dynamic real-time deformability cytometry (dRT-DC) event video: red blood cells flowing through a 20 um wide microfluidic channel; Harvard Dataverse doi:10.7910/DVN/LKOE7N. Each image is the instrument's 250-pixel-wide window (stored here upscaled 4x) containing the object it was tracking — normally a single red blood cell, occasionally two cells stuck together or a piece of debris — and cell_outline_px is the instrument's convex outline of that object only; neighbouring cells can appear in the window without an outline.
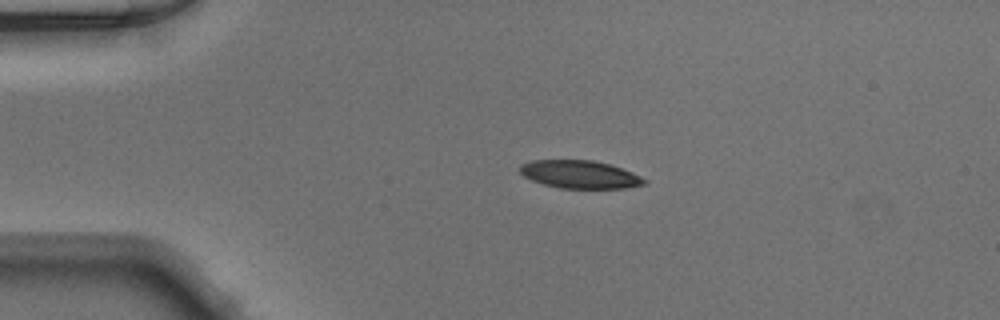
{"species": "Egyptian fruit bat (a non-hibernating species)", "species_latin": "Rousettus aegyptiacus", "temperature_condition": "warm", "stored_images_in_passage": 40, "camera_frame_rate_fps": 3000, "um_per_image_px": 0.085, "animal": {"sex": "male"}, "frame": {"image": 1, "passage_image": 1, "time_ms": 0.0, "image_size_px": [1000, 320], "cell_outline_px": [[648, 180], [644, 184], [628, 188], [560, 188], [544, 184], [532, 180], [524, 176], [520, 172], [520, 164], [532, 160], [592, 160], [612, 164], [632, 172]], "centroid_in_image_um": [49.31, 14.82], "position_along_channel_um": 35.7, "area_um2": 20.29}}
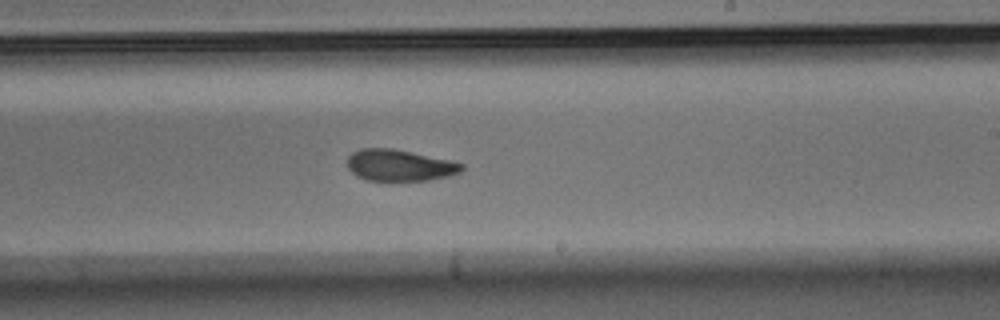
{"frame": {"image": 2, "passage_image": 20, "time_ms": 6.333, "image_size_px": [1000, 320], "cell_outline_px": [[464, 168], [460, 172], [448, 176], [428, 180], [364, 180], [356, 176], [348, 168], [348, 156], [352, 152], [360, 148], [392, 148], [448, 160], [464, 164]], "centroid_in_image_um": [33.92, 14.05], "position_along_channel_um": 255.1, "area_um2": 20.81}}
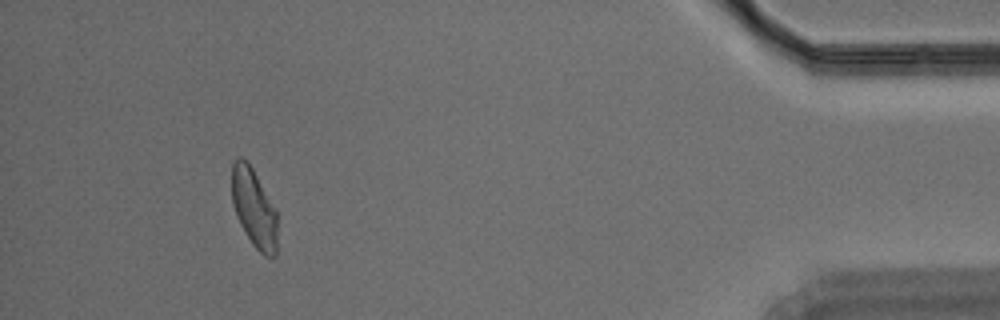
{"frame": {"image": 3, "passage_image": 36, "time_ms": 11.667, "image_size_px": [1000, 320], "cell_outline_px": [[276, 256], [264, 256], [252, 244], [240, 224], [236, 216], [232, 204], [232, 164], [240, 156], [248, 160], [276, 208]], "centroid_in_image_um": [21.58, 17.65], "position_along_channel_um": 413.6, "area_um2": 20.98}}